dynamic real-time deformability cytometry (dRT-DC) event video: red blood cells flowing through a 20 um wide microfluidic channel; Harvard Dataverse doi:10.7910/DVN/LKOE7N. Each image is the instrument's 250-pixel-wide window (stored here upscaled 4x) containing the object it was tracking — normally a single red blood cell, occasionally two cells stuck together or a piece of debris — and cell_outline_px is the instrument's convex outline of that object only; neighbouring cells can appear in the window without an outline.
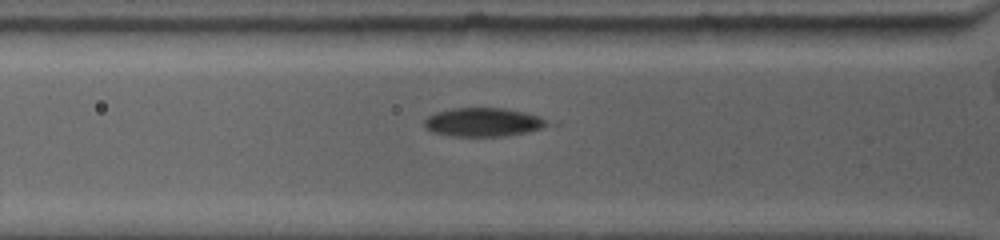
{"species": "common noctule bat (a hibernating species)", "species_latin": "Nyctalus noctula", "temperature_condition": "warm", "stored_images_in_passage": 14, "camera_frame_rate_fps": 4500, "um_per_image_px": 0.085, "animal": {"sex": "female", "body_mass_g": 19.0, "forearm_length_mm": 53.3}, "frame": {"image": 1, "passage_image": 3, "time_ms": 0.889, "image_size_px": [1000, 240], "cell_outline_px": [[548, 124], [540, 128], [528, 132], [508, 136], [452, 136], [432, 132], [424, 124], [424, 120], [428, 116], [436, 112], [452, 108], [504, 108], [524, 112], [536, 116], [544, 120]], "centroid_in_image_um": [41.02, 10.39], "position_along_channel_um": 84.8, "area_um2": 20.29}}